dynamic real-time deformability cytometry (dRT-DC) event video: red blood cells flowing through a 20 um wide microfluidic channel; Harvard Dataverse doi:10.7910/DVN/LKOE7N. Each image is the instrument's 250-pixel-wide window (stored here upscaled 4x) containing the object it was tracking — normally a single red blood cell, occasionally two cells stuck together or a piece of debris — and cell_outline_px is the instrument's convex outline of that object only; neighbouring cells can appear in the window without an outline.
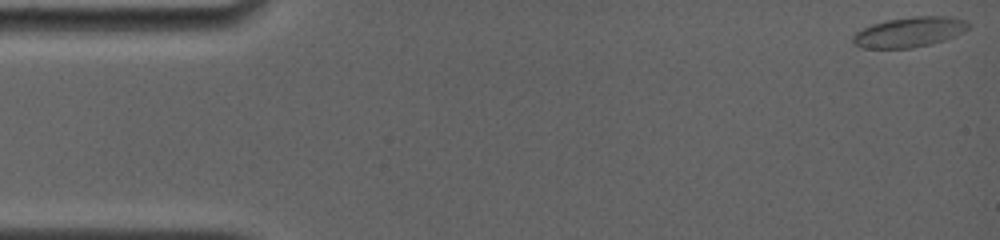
{"species": "common noctule bat (a hibernating species)", "species_latin": "Nyctalus noctula", "temperature_condition": "room temperature", "stored_images_in_passage": 46, "camera_frame_rate_fps": 4000, "um_per_image_px": 0.085, "animal": {"sex": "female", "body_mass_g": 19.0, "forearm_length_mm": 56.7}, "frame": {"image": 1, "passage_image": 1, "time_ms": 0.0, "image_size_px": [1000, 240], "cell_outline_px": [[972, 24], [964, 32], [956, 36], [944, 40], [912, 48], [860, 48], [852, 44], [852, 36], [856, 32], [872, 24], [888, 20], [912, 16], [952, 16], [964, 20]], "centroid_in_image_um": [77.3, 2.72], "position_along_channel_um": 7.7, "area_um2": 20.4}}
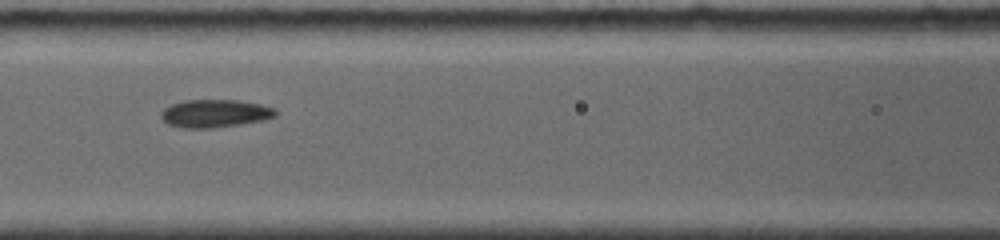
{"frame": {"image": 2, "passage_image": 20, "time_ms": 7.0, "image_size_px": [1000, 240], "cell_outline_px": [[276, 116], [260, 120], [240, 124], [216, 128], [180, 128], [168, 124], [160, 116], [160, 112], [164, 108], [172, 104], [184, 100], [240, 100], [260, 104], [276, 108]], "centroid_in_image_um": [18.24, 9.64], "position_along_channel_um": 148.4, "area_um2": 18.67}}
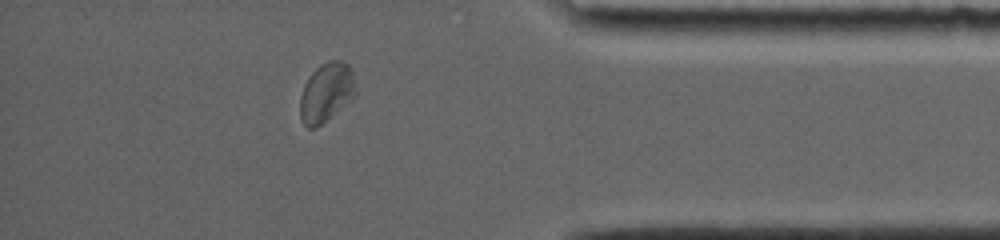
{"frame": {"image": 3, "passage_image": 40, "time_ms": 14.25, "image_size_px": [1000, 240], "cell_outline_px": [[356, 96], [316, 128], [308, 128], [304, 124], [300, 116], [300, 96], [304, 84], [308, 76], [320, 64], [328, 60], [344, 60], [348, 64], [352, 72], [356, 92]], "centroid_in_image_um": [27.73, 7.83], "position_along_channel_um": 407.5, "area_um2": 19.25}, "authors_computed_cell_mechanics": {"area_um2": 18.5249, "velocity_mm_per_s": 3.7612, "shape_relaxation_time_tau1_ms": 7.1567, "shape_relaxation_time_tau2_ms": 2.0765, "deformation_change_tau1": 0.1136, "deformation_change_tau2": 0.0521}}